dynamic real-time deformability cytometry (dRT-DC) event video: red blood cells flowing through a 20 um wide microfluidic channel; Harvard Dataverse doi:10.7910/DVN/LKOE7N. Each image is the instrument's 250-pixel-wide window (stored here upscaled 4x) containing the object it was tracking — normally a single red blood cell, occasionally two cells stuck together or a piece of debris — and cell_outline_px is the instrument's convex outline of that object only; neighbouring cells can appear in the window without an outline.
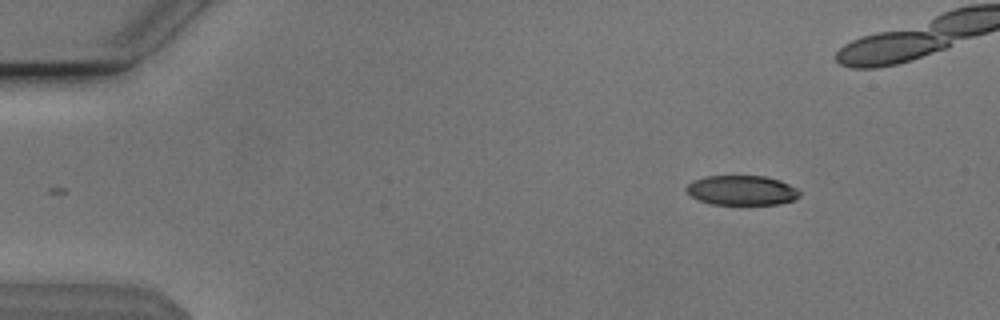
{"species": "Egyptian fruit bat (a non-hibernating species)", "species_latin": "Rousettus aegyptiacus", "temperature_condition": "cold", "stored_images_in_passage": 43, "camera_frame_rate_fps": 3000, "um_per_image_px": 0.085, "animal": {"sex": "male"}, "frame": {"image": 1, "passage_image": 3, "time_ms": 0.667, "image_size_px": [1000, 320], "cell_outline_px": [[800, 196], [796, 200], [780, 204], [712, 204], [700, 200], [692, 196], [684, 188], [692, 180], [704, 176], [764, 176], [780, 180], [796, 188], [800, 192]], "centroid_in_image_um": [63.06, 16.17], "position_along_channel_um": 21.9, "area_um2": 19.65}}
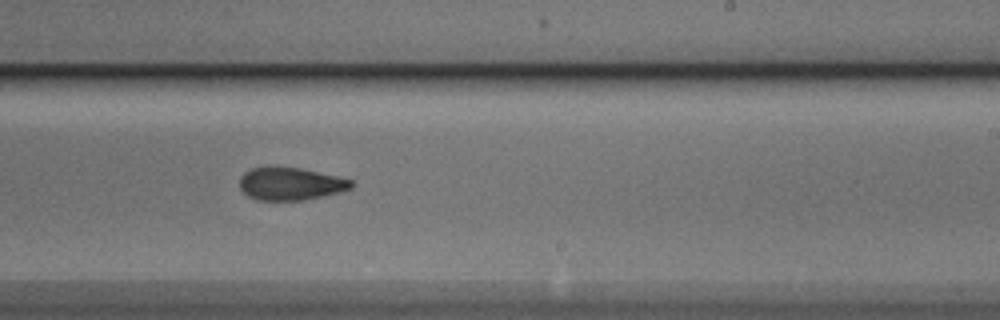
{"frame": {"image": 2, "passage_image": 29, "time_ms": 9.333, "image_size_px": [1000, 320], "cell_outline_px": [[352, 188], [340, 192], [324, 196], [304, 200], [256, 200], [248, 196], [240, 188], [240, 176], [244, 172], [252, 168], [300, 168], [336, 176], [352, 180]], "centroid_in_image_um": [24.69, 15.64], "position_along_channel_um": 264.3, "area_um2": 20.98}}
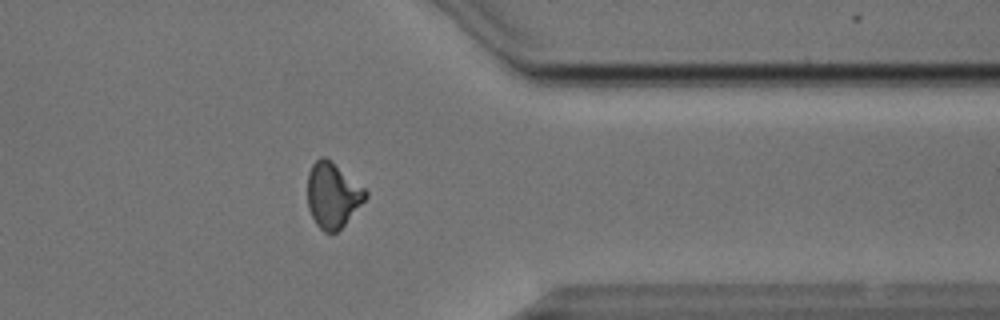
{"frame": {"image": 3, "passage_image": 39, "time_ms": 12.667, "image_size_px": [1000, 320], "cell_outline_px": [[368, 196], [344, 224], [336, 232], [324, 232], [316, 224], [308, 208], [308, 172], [312, 164], [320, 156], [324, 156], [332, 160], [364, 188], [368, 192]], "centroid_in_image_um": [28.26, 16.55], "position_along_channel_um": 383.1, "area_um2": 21.91}}